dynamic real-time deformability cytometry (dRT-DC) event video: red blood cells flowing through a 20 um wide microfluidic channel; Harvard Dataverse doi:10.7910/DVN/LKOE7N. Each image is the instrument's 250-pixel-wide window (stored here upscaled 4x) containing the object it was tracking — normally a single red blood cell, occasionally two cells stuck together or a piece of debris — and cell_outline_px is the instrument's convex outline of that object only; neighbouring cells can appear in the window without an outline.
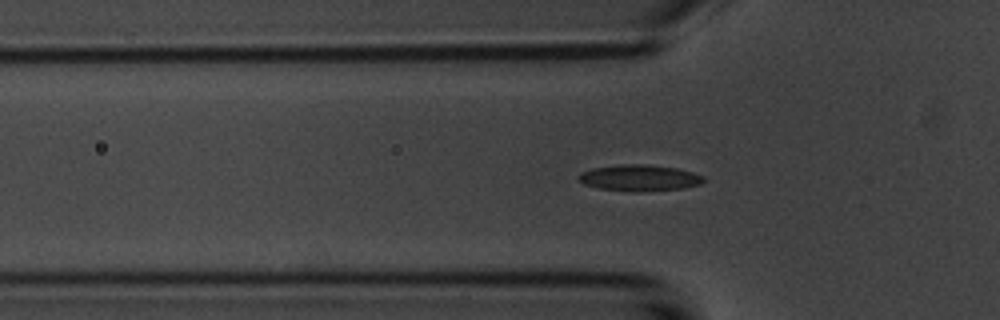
{"species": "common noctule bat (a hibernating species)", "species_latin": "Nyctalus noctula", "temperature_condition": "room temperature", "stored_images_in_passage": 40, "camera_frame_rate_fps": 3000, "um_per_image_px": 0.085, "animal": {"sex": "male", "body_mass_g": 20.1, "forearm_length_mm": 53.5}, "frame": {"image": 1, "passage_image": 2, "time_ms": 0.333, "image_size_px": [1000, 320], "cell_outline_px": [[704, 180], [700, 184], [684, 188], [640, 192], [628, 192], [600, 188], [584, 184], [580, 180], [580, 172], [592, 168], [620, 164], [648, 164], [676, 168], [692, 172], [704, 176]], "centroid_in_image_um": [54.36, 15.12], "position_along_channel_um": 71.4, "area_um2": 19.19}}
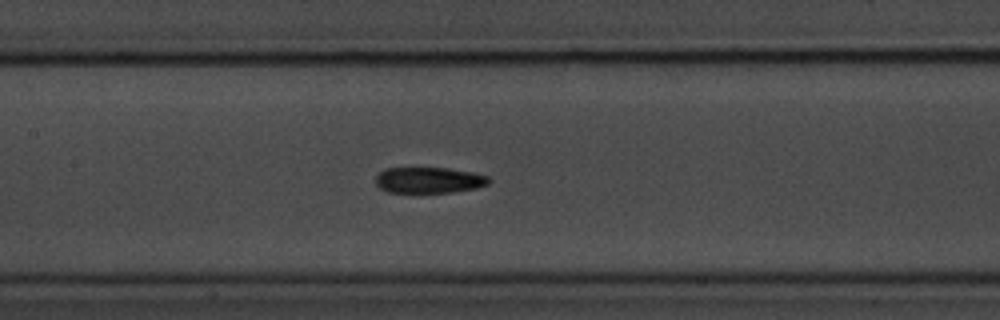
{"frame": {"image": 2, "passage_image": 10, "time_ms": 3.0, "image_size_px": [1000, 320], "cell_outline_px": [[492, 180], [488, 184], [476, 188], [452, 192], [388, 192], [380, 188], [376, 184], [376, 176], [384, 168], [448, 168], [472, 172], [488, 176]], "centroid_in_image_um": [36.47, 15.3], "position_along_channel_um": 170.9, "area_um2": 17.11}}
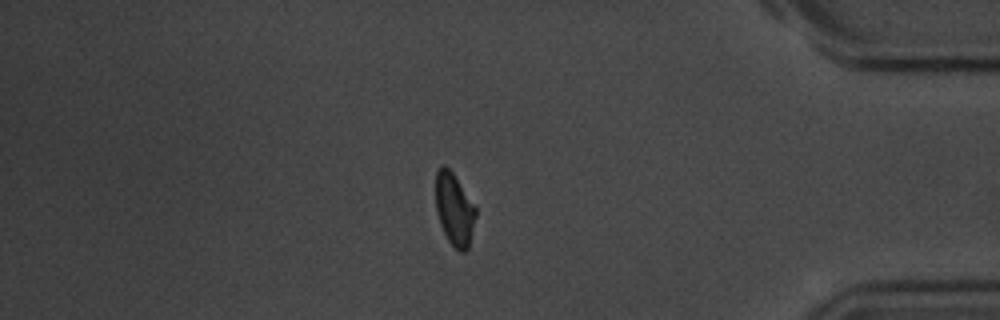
{"frame": {"image": 3, "passage_image": 31, "time_ms": 10.0, "image_size_px": [1000, 320], "cell_outline_px": [[476, 216], [468, 248], [464, 252], [460, 252], [448, 240], [440, 224], [436, 212], [436, 172], [444, 164], [452, 172], [476, 204]], "centroid_in_image_um": [38.64, 17.78], "position_along_channel_um": 396.6, "area_um2": 16.94}, "authors_computed_cell_mechanics": {"area_um2": 17.8891, "velocity_mm_per_s": 3.6992, "shape_relaxation_time_tau1_ms": 5.3202, "shape_relaxation_time_tau2_ms": 3.7937, "deformation_change_tau1": 0.1327, "deformation_change_tau2": 0.1027}}